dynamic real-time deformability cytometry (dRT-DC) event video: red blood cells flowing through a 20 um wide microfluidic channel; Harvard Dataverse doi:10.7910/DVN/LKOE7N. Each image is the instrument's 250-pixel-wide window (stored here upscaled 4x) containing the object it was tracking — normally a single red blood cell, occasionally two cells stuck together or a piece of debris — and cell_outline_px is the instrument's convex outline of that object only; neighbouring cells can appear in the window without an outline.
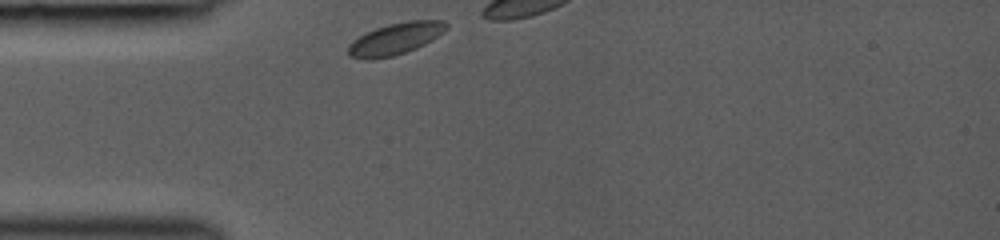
{"species": "common noctule bat (a hibernating species)", "species_latin": "Nyctalus noctula", "temperature_condition": "room temperature", "stored_images_in_passage": 3, "camera_frame_rate_fps": 3000, "um_per_image_px": 0.085, "animal": {"sex": "female", "body_mass_g": 19.0, "forearm_length_mm": 53.3}, "frame": {"image": 1, "passage_image": 1, "time_ms": 0.0, "image_size_px": [1000, 240], "cell_outline_px": [[448, 28], [432, 40], [416, 48], [392, 56], [372, 60], [364, 60], [348, 56], [348, 44], [352, 40], [376, 28], [388, 24], [408, 20], [444, 20], [448, 24]], "centroid_in_image_um": [33.59, 3.3], "position_along_channel_um": 51.4, "area_um2": 18.21}}